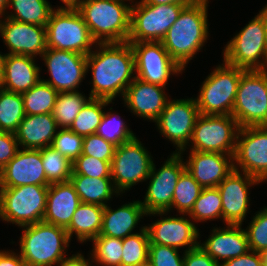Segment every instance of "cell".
Masks as SVG:
<instances>
[{"instance_id":"13","label":"cell","mask_w":267,"mask_h":266,"mask_svg":"<svg viewBox=\"0 0 267 266\" xmlns=\"http://www.w3.org/2000/svg\"><path fill=\"white\" fill-rule=\"evenodd\" d=\"M199 115L195 98H169L164 110L154 123L159 133L176 146L174 153L184 155Z\"/></svg>"},{"instance_id":"6","label":"cell","mask_w":267,"mask_h":266,"mask_svg":"<svg viewBox=\"0 0 267 266\" xmlns=\"http://www.w3.org/2000/svg\"><path fill=\"white\" fill-rule=\"evenodd\" d=\"M222 53L227 64L245 71L267 69V38L259 13L227 42Z\"/></svg>"},{"instance_id":"31","label":"cell","mask_w":267,"mask_h":266,"mask_svg":"<svg viewBox=\"0 0 267 266\" xmlns=\"http://www.w3.org/2000/svg\"><path fill=\"white\" fill-rule=\"evenodd\" d=\"M12 7V12H6L4 17L22 23L46 26L52 11V5L47 0H9L7 9ZM9 13V14H8Z\"/></svg>"},{"instance_id":"33","label":"cell","mask_w":267,"mask_h":266,"mask_svg":"<svg viewBox=\"0 0 267 266\" xmlns=\"http://www.w3.org/2000/svg\"><path fill=\"white\" fill-rule=\"evenodd\" d=\"M25 116L22 95L0 86V131L15 133Z\"/></svg>"},{"instance_id":"45","label":"cell","mask_w":267,"mask_h":266,"mask_svg":"<svg viewBox=\"0 0 267 266\" xmlns=\"http://www.w3.org/2000/svg\"><path fill=\"white\" fill-rule=\"evenodd\" d=\"M116 145L106 141L97 134H91L83 138L82 154L111 163Z\"/></svg>"},{"instance_id":"42","label":"cell","mask_w":267,"mask_h":266,"mask_svg":"<svg viewBox=\"0 0 267 266\" xmlns=\"http://www.w3.org/2000/svg\"><path fill=\"white\" fill-rule=\"evenodd\" d=\"M245 229L251 251L261 253L267 250V206L253 215Z\"/></svg>"},{"instance_id":"22","label":"cell","mask_w":267,"mask_h":266,"mask_svg":"<svg viewBox=\"0 0 267 266\" xmlns=\"http://www.w3.org/2000/svg\"><path fill=\"white\" fill-rule=\"evenodd\" d=\"M165 89L135 78L121 99L133 115L154 122L171 98L167 96Z\"/></svg>"},{"instance_id":"5","label":"cell","mask_w":267,"mask_h":266,"mask_svg":"<svg viewBox=\"0 0 267 266\" xmlns=\"http://www.w3.org/2000/svg\"><path fill=\"white\" fill-rule=\"evenodd\" d=\"M245 70L222 64L204 79L195 98L201 115H232L241 74Z\"/></svg>"},{"instance_id":"50","label":"cell","mask_w":267,"mask_h":266,"mask_svg":"<svg viewBox=\"0 0 267 266\" xmlns=\"http://www.w3.org/2000/svg\"><path fill=\"white\" fill-rule=\"evenodd\" d=\"M0 266H25V263L19 253L0 250Z\"/></svg>"},{"instance_id":"25","label":"cell","mask_w":267,"mask_h":266,"mask_svg":"<svg viewBox=\"0 0 267 266\" xmlns=\"http://www.w3.org/2000/svg\"><path fill=\"white\" fill-rule=\"evenodd\" d=\"M211 235L199 246L219 265L229 259L246 254L250 249L248 237L242 225L213 227Z\"/></svg>"},{"instance_id":"32","label":"cell","mask_w":267,"mask_h":266,"mask_svg":"<svg viewBox=\"0 0 267 266\" xmlns=\"http://www.w3.org/2000/svg\"><path fill=\"white\" fill-rule=\"evenodd\" d=\"M90 99V96L86 97L79 90L58 93L52 112L58 128L69 129L75 117Z\"/></svg>"},{"instance_id":"43","label":"cell","mask_w":267,"mask_h":266,"mask_svg":"<svg viewBox=\"0 0 267 266\" xmlns=\"http://www.w3.org/2000/svg\"><path fill=\"white\" fill-rule=\"evenodd\" d=\"M83 138L70 129L59 128L51 146L73 162L82 154Z\"/></svg>"},{"instance_id":"55","label":"cell","mask_w":267,"mask_h":266,"mask_svg":"<svg viewBox=\"0 0 267 266\" xmlns=\"http://www.w3.org/2000/svg\"><path fill=\"white\" fill-rule=\"evenodd\" d=\"M8 1L9 0H0V18L5 15V12H7Z\"/></svg>"},{"instance_id":"38","label":"cell","mask_w":267,"mask_h":266,"mask_svg":"<svg viewBox=\"0 0 267 266\" xmlns=\"http://www.w3.org/2000/svg\"><path fill=\"white\" fill-rule=\"evenodd\" d=\"M91 242L92 263L98 266H121L123 239L99 235Z\"/></svg>"},{"instance_id":"18","label":"cell","mask_w":267,"mask_h":266,"mask_svg":"<svg viewBox=\"0 0 267 266\" xmlns=\"http://www.w3.org/2000/svg\"><path fill=\"white\" fill-rule=\"evenodd\" d=\"M169 212H153L146 214L147 216H160V219L155 220L148 226L145 225L149 234L150 244L166 245L169 247L186 248L189 251L199 247L198 240L200 239L199 228L187 214L167 216ZM167 217H164V216ZM176 216V217H175ZM186 216V217H185Z\"/></svg>"},{"instance_id":"17","label":"cell","mask_w":267,"mask_h":266,"mask_svg":"<svg viewBox=\"0 0 267 266\" xmlns=\"http://www.w3.org/2000/svg\"><path fill=\"white\" fill-rule=\"evenodd\" d=\"M49 79H43L58 93L78 91L79 85L87 75V55L71 51L47 48L41 56Z\"/></svg>"},{"instance_id":"11","label":"cell","mask_w":267,"mask_h":266,"mask_svg":"<svg viewBox=\"0 0 267 266\" xmlns=\"http://www.w3.org/2000/svg\"><path fill=\"white\" fill-rule=\"evenodd\" d=\"M186 5H151L140 0L131 7V29L128 43L161 42Z\"/></svg>"},{"instance_id":"26","label":"cell","mask_w":267,"mask_h":266,"mask_svg":"<svg viewBox=\"0 0 267 266\" xmlns=\"http://www.w3.org/2000/svg\"><path fill=\"white\" fill-rule=\"evenodd\" d=\"M80 197L70 181L52 183L47 193L44 222L66 228L78 206Z\"/></svg>"},{"instance_id":"28","label":"cell","mask_w":267,"mask_h":266,"mask_svg":"<svg viewBox=\"0 0 267 266\" xmlns=\"http://www.w3.org/2000/svg\"><path fill=\"white\" fill-rule=\"evenodd\" d=\"M58 126L52 113L27 115L15 132L19 148L42 149L52 145Z\"/></svg>"},{"instance_id":"12","label":"cell","mask_w":267,"mask_h":266,"mask_svg":"<svg viewBox=\"0 0 267 266\" xmlns=\"http://www.w3.org/2000/svg\"><path fill=\"white\" fill-rule=\"evenodd\" d=\"M239 125L232 115H199L189 151L234 155Z\"/></svg>"},{"instance_id":"41","label":"cell","mask_w":267,"mask_h":266,"mask_svg":"<svg viewBox=\"0 0 267 266\" xmlns=\"http://www.w3.org/2000/svg\"><path fill=\"white\" fill-rule=\"evenodd\" d=\"M41 158L46 181L49 184L69 181L73 162L61 155L52 146L41 149Z\"/></svg>"},{"instance_id":"9","label":"cell","mask_w":267,"mask_h":266,"mask_svg":"<svg viewBox=\"0 0 267 266\" xmlns=\"http://www.w3.org/2000/svg\"><path fill=\"white\" fill-rule=\"evenodd\" d=\"M47 48L88 55L97 42L77 9H54L46 25Z\"/></svg>"},{"instance_id":"39","label":"cell","mask_w":267,"mask_h":266,"mask_svg":"<svg viewBox=\"0 0 267 266\" xmlns=\"http://www.w3.org/2000/svg\"><path fill=\"white\" fill-rule=\"evenodd\" d=\"M202 189L203 187L185 169L175 187L170 211L175 208L179 214H188Z\"/></svg>"},{"instance_id":"20","label":"cell","mask_w":267,"mask_h":266,"mask_svg":"<svg viewBox=\"0 0 267 266\" xmlns=\"http://www.w3.org/2000/svg\"><path fill=\"white\" fill-rule=\"evenodd\" d=\"M0 36L9 50L6 54L42 56L47 50L46 26L0 18Z\"/></svg>"},{"instance_id":"27","label":"cell","mask_w":267,"mask_h":266,"mask_svg":"<svg viewBox=\"0 0 267 266\" xmlns=\"http://www.w3.org/2000/svg\"><path fill=\"white\" fill-rule=\"evenodd\" d=\"M141 200L125 203L116 209L109 204L104 207L102 228L99 235L124 239L134 232L138 223L146 216Z\"/></svg>"},{"instance_id":"24","label":"cell","mask_w":267,"mask_h":266,"mask_svg":"<svg viewBox=\"0 0 267 266\" xmlns=\"http://www.w3.org/2000/svg\"><path fill=\"white\" fill-rule=\"evenodd\" d=\"M186 170L203 188L217 187L233 170V155L190 151Z\"/></svg>"},{"instance_id":"49","label":"cell","mask_w":267,"mask_h":266,"mask_svg":"<svg viewBox=\"0 0 267 266\" xmlns=\"http://www.w3.org/2000/svg\"><path fill=\"white\" fill-rule=\"evenodd\" d=\"M220 266H262L260 253L249 250L246 254L226 260Z\"/></svg>"},{"instance_id":"8","label":"cell","mask_w":267,"mask_h":266,"mask_svg":"<svg viewBox=\"0 0 267 266\" xmlns=\"http://www.w3.org/2000/svg\"><path fill=\"white\" fill-rule=\"evenodd\" d=\"M232 116L239 127L267 126V69L241 74Z\"/></svg>"},{"instance_id":"30","label":"cell","mask_w":267,"mask_h":266,"mask_svg":"<svg viewBox=\"0 0 267 266\" xmlns=\"http://www.w3.org/2000/svg\"><path fill=\"white\" fill-rule=\"evenodd\" d=\"M69 181L80 197L81 203L107 206L115 196L121 195L111 178H92L85 175H71Z\"/></svg>"},{"instance_id":"54","label":"cell","mask_w":267,"mask_h":266,"mask_svg":"<svg viewBox=\"0 0 267 266\" xmlns=\"http://www.w3.org/2000/svg\"><path fill=\"white\" fill-rule=\"evenodd\" d=\"M259 14L262 17L267 38V4L259 11Z\"/></svg>"},{"instance_id":"29","label":"cell","mask_w":267,"mask_h":266,"mask_svg":"<svg viewBox=\"0 0 267 266\" xmlns=\"http://www.w3.org/2000/svg\"><path fill=\"white\" fill-rule=\"evenodd\" d=\"M104 206L81 203L65 228L70 240L75 235L77 241L90 242L99 236L102 228ZM74 234V235H73Z\"/></svg>"},{"instance_id":"3","label":"cell","mask_w":267,"mask_h":266,"mask_svg":"<svg viewBox=\"0 0 267 266\" xmlns=\"http://www.w3.org/2000/svg\"><path fill=\"white\" fill-rule=\"evenodd\" d=\"M133 1L83 0L77 10L97 43L126 42L130 35Z\"/></svg>"},{"instance_id":"35","label":"cell","mask_w":267,"mask_h":266,"mask_svg":"<svg viewBox=\"0 0 267 266\" xmlns=\"http://www.w3.org/2000/svg\"><path fill=\"white\" fill-rule=\"evenodd\" d=\"M21 95L27 115L48 114L53 112L58 92L41 80Z\"/></svg>"},{"instance_id":"10","label":"cell","mask_w":267,"mask_h":266,"mask_svg":"<svg viewBox=\"0 0 267 266\" xmlns=\"http://www.w3.org/2000/svg\"><path fill=\"white\" fill-rule=\"evenodd\" d=\"M153 160L151 153L137 137L116 146L110 163L111 179L116 190L123 194L132 186L147 181Z\"/></svg>"},{"instance_id":"21","label":"cell","mask_w":267,"mask_h":266,"mask_svg":"<svg viewBox=\"0 0 267 266\" xmlns=\"http://www.w3.org/2000/svg\"><path fill=\"white\" fill-rule=\"evenodd\" d=\"M25 185L49 186L43 168L41 149L20 148L0 171V188Z\"/></svg>"},{"instance_id":"16","label":"cell","mask_w":267,"mask_h":266,"mask_svg":"<svg viewBox=\"0 0 267 266\" xmlns=\"http://www.w3.org/2000/svg\"><path fill=\"white\" fill-rule=\"evenodd\" d=\"M234 169L267 181V126L240 127L233 155Z\"/></svg>"},{"instance_id":"40","label":"cell","mask_w":267,"mask_h":266,"mask_svg":"<svg viewBox=\"0 0 267 266\" xmlns=\"http://www.w3.org/2000/svg\"><path fill=\"white\" fill-rule=\"evenodd\" d=\"M112 109L110 107L109 111L104 113L96 134L119 146L135 138L136 134L129 128L126 121L121 119L120 114L114 113Z\"/></svg>"},{"instance_id":"52","label":"cell","mask_w":267,"mask_h":266,"mask_svg":"<svg viewBox=\"0 0 267 266\" xmlns=\"http://www.w3.org/2000/svg\"><path fill=\"white\" fill-rule=\"evenodd\" d=\"M142 3L151 4V5H160V4H179L189 6L194 4L197 0H140Z\"/></svg>"},{"instance_id":"34","label":"cell","mask_w":267,"mask_h":266,"mask_svg":"<svg viewBox=\"0 0 267 266\" xmlns=\"http://www.w3.org/2000/svg\"><path fill=\"white\" fill-rule=\"evenodd\" d=\"M111 103L114 104L107 99L91 98L75 117L69 129L83 137L96 134L105 113L103 109Z\"/></svg>"},{"instance_id":"57","label":"cell","mask_w":267,"mask_h":266,"mask_svg":"<svg viewBox=\"0 0 267 266\" xmlns=\"http://www.w3.org/2000/svg\"><path fill=\"white\" fill-rule=\"evenodd\" d=\"M142 266H153L150 262L143 264Z\"/></svg>"},{"instance_id":"15","label":"cell","mask_w":267,"mask_h":266,"mask_svg":"<svg viewBox=\"0 0 267 266\" xmlns=\"http://www.w3.org/2000/svg\"><path fill=\"white\" fill-rule=\"evenodd\" d=\"M135 59L136 78L166 87L170 76L182 74L184 69L171 58L162 42L130 43Z\"/></svg>"},{"instance_id":"1","label":"cell","mask_w":267,"mask_h":266,"mask_svg":"<svg viewBox=\"0 0 267 266\" xmlns=\"http://www.w3.org/2000/svg\"><path fill=\"white\" fill-rule=\"evenodd\" d=\"M95 48L87 55V73L91 71L92 74L89 96L110 101L118 96L123 98L127 87L136 78L130 43H97Z\"/></svg>"},{"instance_id":"56","label":"cell","mask_w":267,"mask_h":266,"mask_svg":"<svg viewBox=\"0 0 267 266\" xmlns=\"http://www.w3.org/2000/svg\"><path fill=\"white\" fill-rule=\"evenodd\" d=\"M260 254L262 257V266H267V250L262 251Z\"/></svg>"},{"instance_id":"46","label":"cell","mask_w":267,"mask_h":266,"mask_svg":"<svg viewBox=\"0 0 267 266\" xmlns=\"http://www.w3.org/2000/svg\"><path fill=\"white\" fill-rule=\"evenodd\" d=\"M179 250L159 244L149 245V262L153 266H184V252L180 256Z\"/></svg>"},{"instance_id":"47","label":"cell","mask_w":267,"mask_h":266,"mask_svg":"<svg viewBox=\"0 0 267 266\" xmlns=\"http://www.w3.org/2000/svg\"><path fill=\"white\" fill-rule=\"evenodd\" d=\"M15 133L0 131V171L19 150Z\"/></svg>"},{"instance_id":"36","label":"cell","mask_w":267,"mask_h":266,"mask_svg":"<svg viewBox=\"0 0 267 266\" xmlns=\"http://www.w3.org/2000/svg\"><path fill=\"white\" fill-rule=\"evenodd\" d=\"M187 215L195 223L222 220V198L218 188H203Z\"/></svg>"},{"instance_id":"19","label":"cell","mask_w":267,"mask_h":266,"mask_svg":"<svg viewBox=\"0 0 267 266\" xmlns=\"http://www.w3.org/2000/svg\"><path fill=\"white\" fill-rule=\"evenodd\" d=\"M260 183L259 179L234 169L217 186L222 198V220L225 226L243 224L249 213V188Z\"/></svg>"},{"instance_id":"48","label":"cell","mask_w":267,"mask_h":266,"mask_svg":"<svg viewBox=\"0 0 267 266\" xmlns=\"http://www.w3.org/2000/svg\"><path fill=\"white\" fill-rule=\"evenodd\" d=\"M184 266H220L200 246L184 252Z\"/></svg>"},{"instance_id":"4","label":"cell","mask_w":267,"mask_h":266,"mask_svg":"<svg viewBox=\"0 0 267 266\" xmlns=\"http://www.w3.org/2000/svg\"><path fill=\"white\" fill-rule=\"evenodd\" d=\"M19 228V254L25 266H53L68 256L71 240L65 228L44 221Z\"/></svg>"},{"instance_id":"44","label":"cell","mask_w":267,"mask_h":266,"mask_svg":"<svg viewBox=\"0 0 267 266\" xmlns=\"http://www.w3.org/2000/svg\"><path fill=\"white\" fill-rule=\"evenodd\" d=\"M71 175L111 178V165L109 161H103L89 155L81 154L73 161Z\"/></svg>"},{"instance_id":"37","label":"cell","mask_w":267,"mask_h":266,"mask_svg":"<svg viewBox=\"0 0 267 266\" xmlns=\"http://www.w3.org/2000/svg\"><path fill=\"white\" fill-rule=\"evenodd\" d=\"M139 230L123 239L121 266H142L149 262V234L143 225Z\"/></svg>"},{"instance_id":"7","label":"cell","mask_w":267,"mask_h":266,"mask_svg":"<svg viewBox=\"0 0 267 266\" xmlns=\"http://www.w3.org/2000/svg\"><path fill=\"white\" fill-rule=\"evenodd\" d=\"M48 188L41 185L0 188V220L18 227L41 222Z\"/></svg>"},{"instance_id":"53","label":"cell","mask_w":267,"mask_h":266,"mask_svg":"<svg viewBox=\"0 0 267 266\" xmlns=\"http://www.w3.org/2000/svg\"><path fill=\"white\" fill-rule=\"evenodd\" d=\"M64 6L55 7L57 9H77L83 0H60Z\"/></svg>"},{"instance_id":"23","label":"cell","mask_w":267,"mask_h":266,"mask_svg":"<svg viewBox=\"0 0 267 266\" xmlns=\"http://www.w3.org/2000/svg\"><path fill=\"white\" fill-rule=\"evenodd\" d=\"M36 57L29 55L3 54L0 63L1 88L22 94L41 81V68Z\"/></svg>"},{"instance_id":"2","label":"cell","mask_w":267,"mask_h":266,"mask_svg":"<svg viewBox=\"0 0 267 266\" xmlns=\"http://www.w3.org/2000/svg\"><path fill=\"white\" fill-rule=\"evenodd\" d=\"M208 4L207 0H197L185 6L161 41L171 58L184 70L209 40Z\"/></svg>"},{"instance_id":"14","label":"cell","mask_w":267,"mask_h":266,"mask_svg":"<svg viewBox=\"0 0 267 266\" xmlns=\"http://www.w3.org/2000/svg\"><path fill=\"white\" fill-rule=\"evenodd\" d=\"M156 170L153 162L152 169L147 180L149 184L144 196L142 206L147 214L153 212H169L172 205L173 194L178 179L186 169L184 158L180 153H171Z\"/></svg>"},{"instance_id":"51","label":"cell","mask_w":267,"mask_h":266,"mask_svg":"<svg viewBox=\"0 0 267 266\" xmlns=\"http://www.w3.org/2000/svg\"><path fill=\"white\" fill-rule=\"evenodd\" d=\"M81 252H77L73 254L72 256H68L64 259H62L57 265L58 266H94V264L91 262L90 256L88 259L84 257Z\"/></svg>"}]
</instances>
